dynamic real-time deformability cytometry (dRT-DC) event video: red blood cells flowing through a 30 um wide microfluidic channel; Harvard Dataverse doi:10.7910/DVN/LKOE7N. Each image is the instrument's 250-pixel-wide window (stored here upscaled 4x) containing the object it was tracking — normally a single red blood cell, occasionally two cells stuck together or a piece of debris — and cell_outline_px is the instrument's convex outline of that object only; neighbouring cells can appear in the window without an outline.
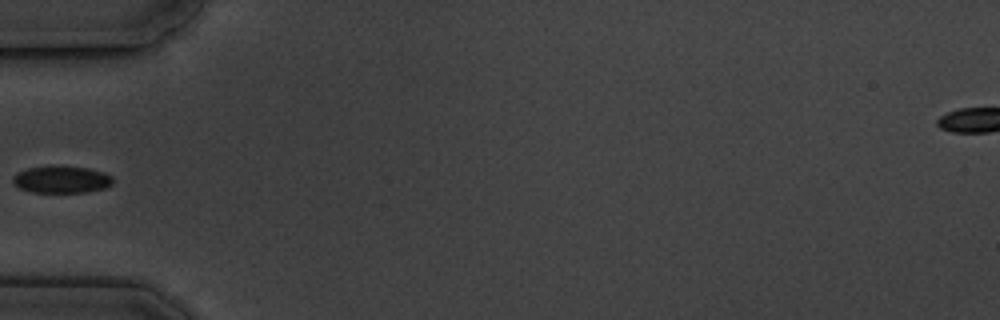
{"species": "common noctule bat (a hibernating species)", "species_latin": "Nyctalus noctula", "temperature_condition": "cold", "stored_images_in_passage": 6, "camera_frame_rate_fps": 3000, "um_per_image_px": 0.085, "animal": {"sex": "male", "body_mass_g": 19.5, "forearm_length_mm": 54.6}, "frame": {"image": 1, "passage_image": 6, "time_ms": 5.667, "image_size_px": [1000, 320], "cell_outline_px": [[112, 184], [104, 188], [84, 192], [32, 192], [20, 188], [12, 180], [12, 176], [16, 172], [28, 168], [52, 164], [56, 164], [88, 168], [104, 172], [112, 176]], "centroid_in_image_um": [5.21, 15.22], "position_along_channel_um": 79.8, "area_um2": 16.07}}